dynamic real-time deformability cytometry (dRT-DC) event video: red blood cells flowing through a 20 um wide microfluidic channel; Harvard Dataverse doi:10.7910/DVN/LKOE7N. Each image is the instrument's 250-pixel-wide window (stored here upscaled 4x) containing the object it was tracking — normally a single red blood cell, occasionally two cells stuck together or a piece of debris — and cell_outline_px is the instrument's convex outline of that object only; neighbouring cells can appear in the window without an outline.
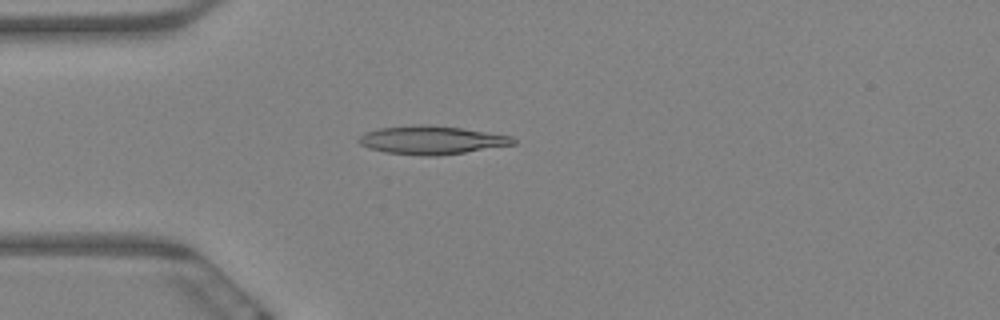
{"species": "Egyptian fruit bat (a non-hibernating species)", "species_latin": "Rousettus aegyptiacus", "temperature_condition": "warm", "stored_images_in_passage": 63, "camera_frame_rate_fps": 3000, "um_per_image_px": 0.085, "animal": {"sex": "female"}, "frame": {"image": 1, "passage_image": 17, "time_ms": 5.333, "image_size_px": [1000, 320], "cell_outline_px": [[516, 144], [440, 156], [420, 156], [384, 152], [368, 148], [360, 144], [356, 140], [364, 132], [380, 128], [420, 124], [460, 128], [512, 136], [516, 140]], "centroid_in_image_um": [36.65, 11.92], "position_along_channel_um": 48.3, "area_um2": 25.55}}
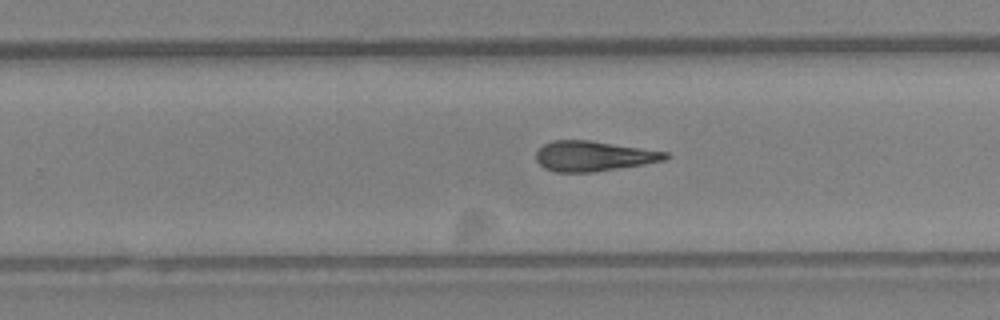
{"frame": {"image": 2, "passage_image": 40, "time_ms": 13.0, "image_size_px": [1000, 320], "cell_outline_px": [[672, 156], [664, 160], [644, 164], [592, 172], [556, 172], [544, 168], [536, 160], [536, 152], [544, 144], [552, 140], [588, 140], [668, 152]], "centroid_in_image_um": [50.44, 13.26], "position_along_channel_um": 279.4, "area_um2": 22.6}}
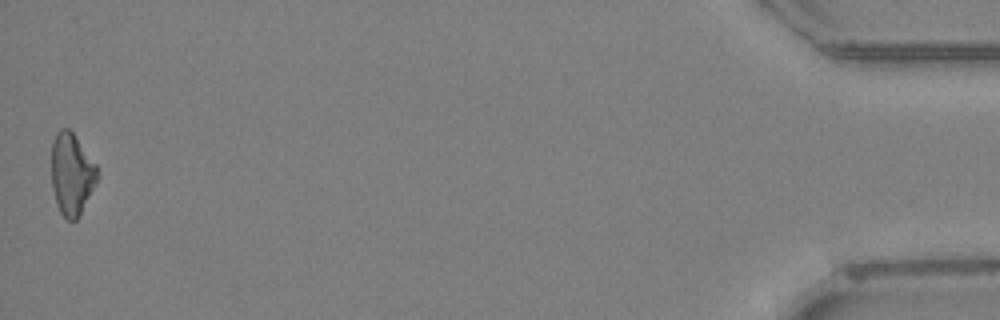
{"frame": {"image": 3, "passage_image": 63, "time_ms": 20.667, "image_size_px": [1000, 320], "cell_outline_px": [[100, 176], [76, 220], [68, 220], [60, 212], [56, 204], [52, 188], [52, 140], [56, 132], [60, 128], [68, 128], [72, 132], [96, 164]], "centroid_in_image_um": [6.09, 14.77], "position_along_channel_um": 429.1, "area_um2": 21.79}, "authors_computed_cell_mechanics": {"area_um2": 23.2356, "velocity_mm_per_s": 3.2003, "shape_relaxation_time_tau1_ms": null, "shape_relaxation_time_tau2_ms": 6.533, "deformation_change_tau1": null, "deformation_change_tau2": 0.1826}}